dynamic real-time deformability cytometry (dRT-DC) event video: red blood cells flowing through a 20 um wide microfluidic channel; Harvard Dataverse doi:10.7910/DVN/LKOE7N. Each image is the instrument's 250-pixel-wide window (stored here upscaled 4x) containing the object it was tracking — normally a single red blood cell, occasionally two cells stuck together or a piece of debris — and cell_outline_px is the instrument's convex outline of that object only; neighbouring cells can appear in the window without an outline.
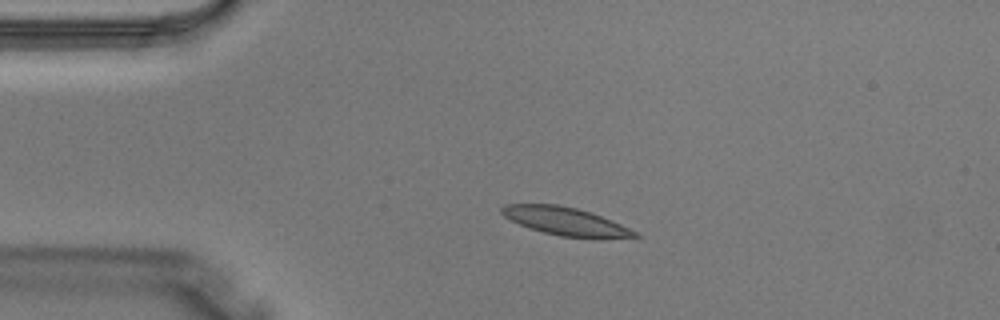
{"species": "Egyptian fruit bat (a non-hibernating species)", "species_latin": "Rousettus aegyptiacus", "temperature_condition": "warm", "stored_images_in_passage": 2, "camera_frame_rate_fps": 3000, "um_per_image_px": 0.085, "animal": {"sex": "male"}, "frame": {"image": 1, "passage_image": 1, "time_ms": 0.0, "image_size_px": [1000, 320], "cell_outline_px": [[644, 236], [560, 236], [528, 228], [504, 216], [500, 212], [500, 208], [504, 204], [556, 204], [576, 208], [600, 216], [620, 224]], "centroid_in_image_um": [47.93, 18.76], "position_along_channel_um": 37.1, "area_um2": 20.75}}